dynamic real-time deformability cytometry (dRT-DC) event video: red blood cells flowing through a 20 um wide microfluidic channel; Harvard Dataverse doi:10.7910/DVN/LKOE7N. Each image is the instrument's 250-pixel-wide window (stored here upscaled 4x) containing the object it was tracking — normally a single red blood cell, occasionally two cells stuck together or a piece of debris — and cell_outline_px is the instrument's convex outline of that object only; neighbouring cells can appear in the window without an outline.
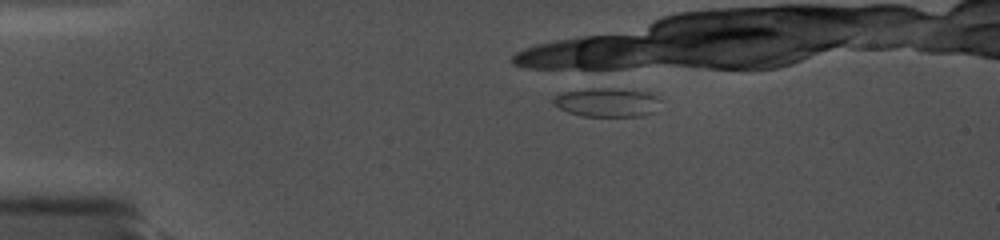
{"species": "common noctule bat (a hibernating species)", "species_latin": "Nyctalus noctula", "temperature_condition": "cold", "stored_images_in_passage": 1, "camera_frame_rate_fps": 5000, "um_per_image_px": 0.085, "animal": {"sex": "female", "body_mass_g": 19.0, "forearm_length_mm": 56.7}, "frame": {"image": 1, "passage_image": 1, "time_ms": 0.0, "image_size_px": [1000, 240], "cell_outline_px": [[652, 112], [640, 116], [584, 116], [568, 112], [560, 108], [552, 100], [556, 96], [564, 92], [600, 88], [608, 88], [644, 92], [652, 96]], "centroid_in_image_um": [51.45, 8.72], "position_along_channel_um": 33.6, "area_um2": 16.76}}